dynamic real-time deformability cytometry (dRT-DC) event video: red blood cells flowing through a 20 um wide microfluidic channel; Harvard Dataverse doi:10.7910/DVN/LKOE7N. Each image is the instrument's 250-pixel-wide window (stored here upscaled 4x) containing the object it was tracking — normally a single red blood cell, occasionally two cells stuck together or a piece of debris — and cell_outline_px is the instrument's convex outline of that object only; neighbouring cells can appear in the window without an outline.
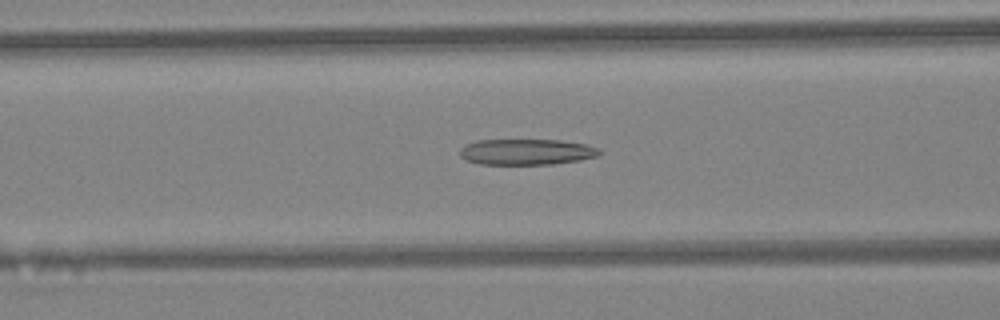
{"species": "Egyptian fruit bat (a non-hibernating species)", "species_latin": "Rousettus aegyptiacus", "temperature_condition": "warm", "stored_images_in_passage": 44, "camera_frame_rate_fps": 3000, "um_per_image_px": 0.085, "animal": {"sex": "female"}, "frame": {"image": 1, "passage_image": 17, "time_ms": 5.333, "image_size_px": [1000, 320], "cell_outline_px": [[604, 152], [600, 156], [580, 160], [552, 164], [480, 164], [464, 160], [460, 156], [460, 148], [464, 144], [476, 140], [560, 140], [584, 144], [600, 148]], "centroid_in_image_um": [44.76, 12.91], "position_along_channel_um": 121.8, "area_um2": 21.33}}
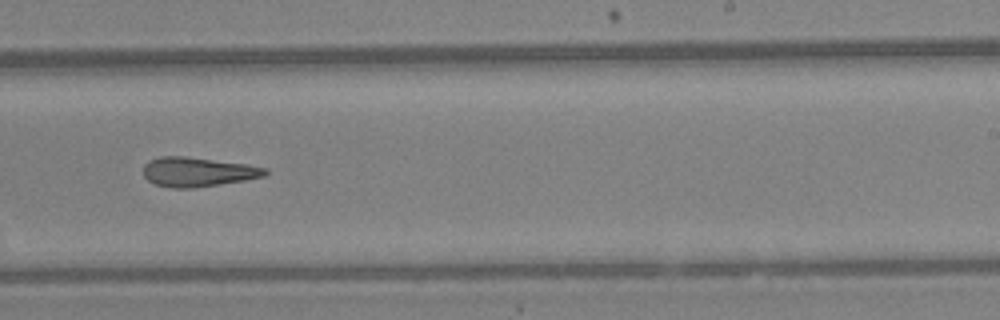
{"frame": {"image": 2, "passage_image": 27, "time_ms": 8.667, "image_size_px": [1000, 320], "cell_outline_px": [[268, 172], [264, 176], [244, 180], [220, 184], [192, 188], [172, 188], [152, 184], [144, 176], [144, 164], [148, 160], [160, 156], [184, 156], [244, 164], [268, 168]], "centroid_in_image_um": [16.76, 14.61], "position_along_channel_um": 272.2, "area_um2": 20.81}}
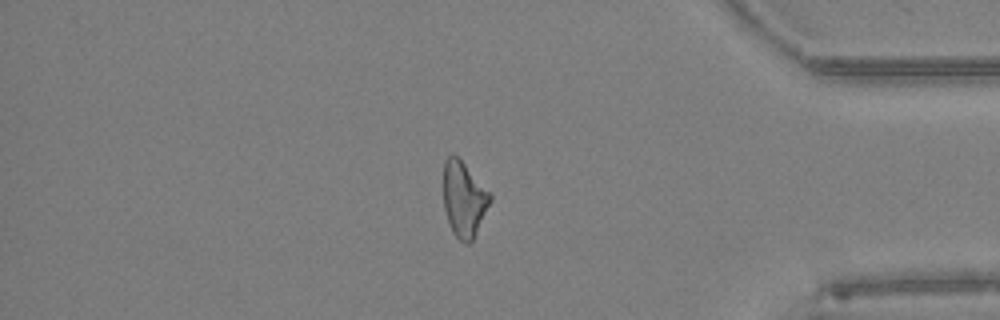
{"frame": {"image": 3, "passage_image": 37, "time_ms": 12.0, "image_size_px": [1000, 320], "cell_outline_px": [[492, 200], [472, 240], [468, 244], [460, 240], [452, 232], [444, 208], [444, 160], [452, 152], [464, 164], [492, 196]], "centroid_in_image_um": [39.42, 16.93], "position_along_channel_um": 395.8, "area_um2": 20.0}}